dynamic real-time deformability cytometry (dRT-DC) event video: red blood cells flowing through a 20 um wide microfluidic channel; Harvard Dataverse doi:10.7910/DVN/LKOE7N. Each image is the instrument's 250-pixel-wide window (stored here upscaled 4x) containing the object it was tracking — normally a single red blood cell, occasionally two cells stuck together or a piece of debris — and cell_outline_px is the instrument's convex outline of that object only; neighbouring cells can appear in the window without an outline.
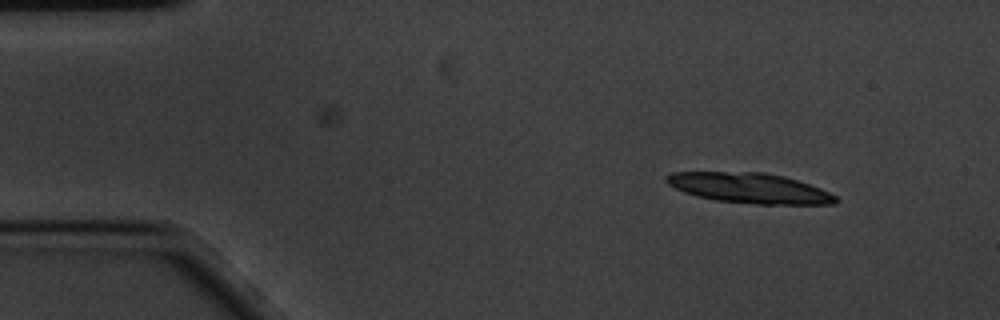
{"species": "common noctule bat (a hibernating species)", "species_latin": "Nyctalus noctula", "temperature_condition": "cold", "stored_images_in_passage": 3, "camera_frame_rate_fps": 3000, "um_per_image_px": 0.085, "animal": {"sex": "male", "body_mass_g": 20.1, "forearm_length_mm": 53.5}, "frame": {"image": 1, "passage_image": 1, "time_ms": 0.0, "image_size_px": [1000, 320], "cell_outline_px": [[840, 200], [836, 204], [756, 204], [716, 200], [696, 196], [684, 192], [668, 184], [664, 180], [664, 176], [672, 172], [764, 172], [784, 176], [820, 188], [836, 196]], "centroid_in_image_um": [63.69, 15.98], "position_along_channel_um": 21.3, "area_um2": 29.77}}